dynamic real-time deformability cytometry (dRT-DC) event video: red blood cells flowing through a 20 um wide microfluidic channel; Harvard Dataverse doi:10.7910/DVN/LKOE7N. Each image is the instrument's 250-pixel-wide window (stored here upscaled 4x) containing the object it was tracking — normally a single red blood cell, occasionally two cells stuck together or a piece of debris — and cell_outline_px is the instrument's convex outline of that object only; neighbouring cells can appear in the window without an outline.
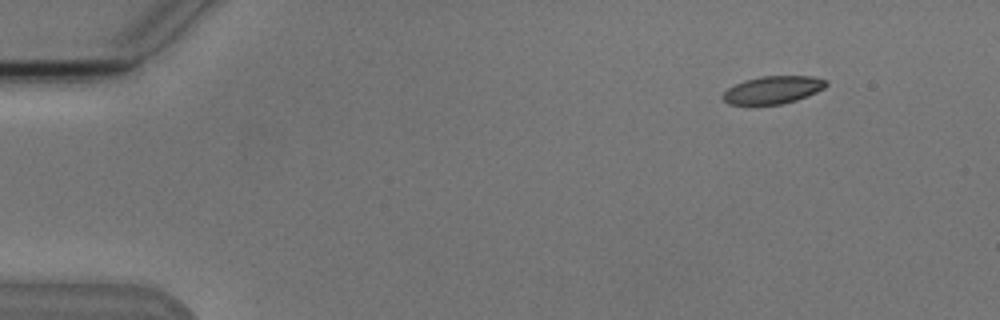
{"species": "Egyptian fruit bat (a non-hibernating species)", "species_latin": "Rousettus aegyptiacus", "temperature_condition": "cold", "stored_images_in_passage": 5, "camera_frame_rate_fps": 3000, "um_per_image_px": 0.085, "animal": {"sex": "male"}, "frame": {"image": 1, "passage_image": 1, "time_ms": 0.0, "image_size_px": [1000, 320], "cell_outline_px": [[828, 84], [824, 88], [816, 92], [796, 100], [784, 104], [748, 108], [728, 104], [720, 96], [728, 88], [744, 80], [760, 76], [812, 76], [828, 80]], "centroid_in_image_um": [65.62, 7.69], "position_along_channel_um": 19.4, "area_um2": 17.46}}